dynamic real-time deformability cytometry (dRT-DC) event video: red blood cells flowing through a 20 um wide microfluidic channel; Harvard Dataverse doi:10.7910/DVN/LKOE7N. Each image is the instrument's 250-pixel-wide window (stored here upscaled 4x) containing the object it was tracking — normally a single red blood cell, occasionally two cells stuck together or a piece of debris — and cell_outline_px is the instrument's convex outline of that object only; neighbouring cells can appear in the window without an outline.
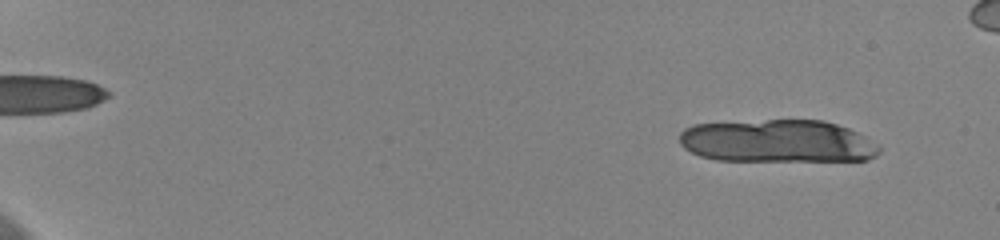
{"species": "human", "species_latin": "Homo sapiens", "temperature_condition": "cold", "stored_images_in_passage": 20, "camera_frame_rate_fps": 3000, "um_per_image_px": 0.085, "donor": {"sex": "female"}, "frame": {"image": 1, "passage_image": 4, "time_ms": 1.0, "image_size_px": [1000, 240], "cell_outline_px": [[880, 152], [876, 156], [868, 160], [716, 160], [700, 156], [684, 148], [680, 144], [680, 132], [684, 128], [692, 124], [768, 120], [820, 120], [836, 124], [848, 128], [864, 136], [880, 148]], "centroid_in_image_um": [66.05, 12.0], "position_along_channel_um": 19.0, "area_um2": 49.53}}